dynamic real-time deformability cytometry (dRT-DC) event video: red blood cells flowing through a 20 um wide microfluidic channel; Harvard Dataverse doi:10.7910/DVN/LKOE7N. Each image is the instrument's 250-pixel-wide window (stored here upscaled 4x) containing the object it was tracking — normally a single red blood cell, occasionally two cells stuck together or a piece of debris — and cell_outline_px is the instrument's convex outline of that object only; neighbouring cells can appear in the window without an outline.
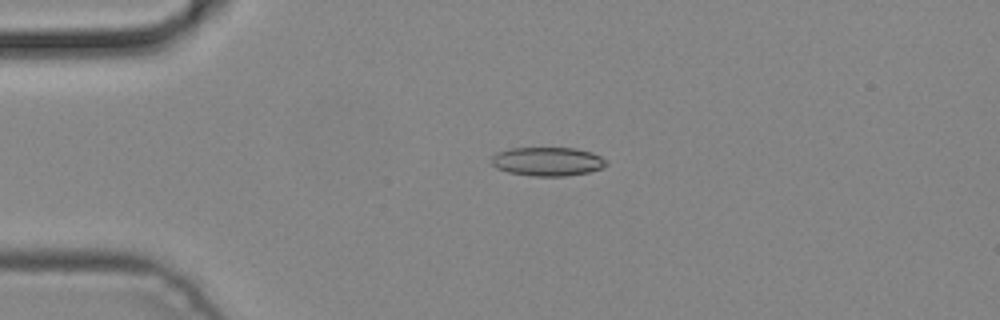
{"species": "common noctule bat (a hibernating species)", "species_latin": "Nyctalus noctula", "temperature_condition": "cold", "stored_images_in_passage": 3, "camera_frame_rate_fps": 3000, "um_per_image_px": 0.085, "animal": {"sex": "male", "body_mass_g": 19.2, "forearm_length_mm": 51.8}, "frame": {"image": 1, "passage_image": 3, "time_ms": 0.667, "image_size_px": [1000, 320], "cell_outline_px": [[608, 164], [604, 168], [588, 172], [564, 176], [532, 176], [508, 172], [496, 168], [492, 164], [492, 156], [496, 152], [508, 148], [576, 148], [592, 152], [608, 160]], "centroid_in_image_um": [46.56, 13.72], "position_along_channel_um": 38.4, "area_um2": 19.48}}